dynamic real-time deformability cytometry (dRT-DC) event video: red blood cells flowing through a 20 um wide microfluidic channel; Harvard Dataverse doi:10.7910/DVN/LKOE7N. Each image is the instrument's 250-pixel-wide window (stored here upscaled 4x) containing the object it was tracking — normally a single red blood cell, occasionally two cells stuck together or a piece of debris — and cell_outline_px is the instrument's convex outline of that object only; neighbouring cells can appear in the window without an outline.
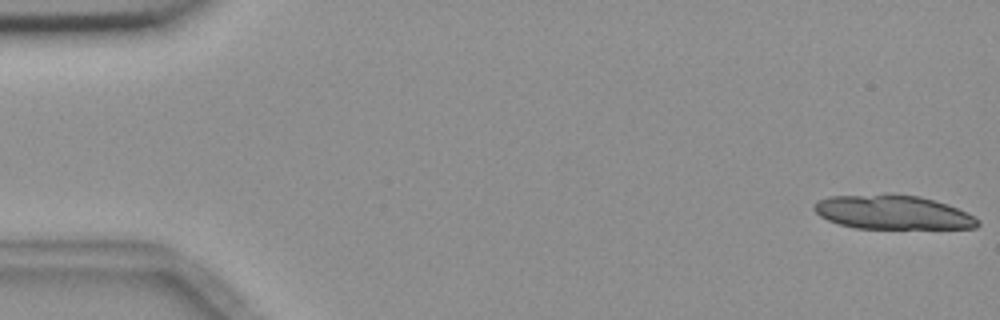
{"species": "common noctule bat (a hibernating species)", "species_latin": "Nyctalus noctula", "temperature_condition": "room temperature", "stored_images_in_passage": 11, "camera_frame_rate_fps": 3000, "um_per_image_px": 0.085, "animal": {"sex": "female", "body_mass_g": 18.4}, "frame": {"image": 1, "passage_image": 1, "time_ms": 0.0, "image_size_px": [1000, 320], "cell_outline_px": [[980, 224], [976, 228], [856, 228], [840, 224], [828, 220], [820, 216], [812, 208], [812, 204], [816, 200], [828, 196], [920, 196], [948, 204], [980, 220]], "centroid_in_image_um": [75.86, 18.07], "position_along_channel_um": 9.1, "area_um2": 31.67}}
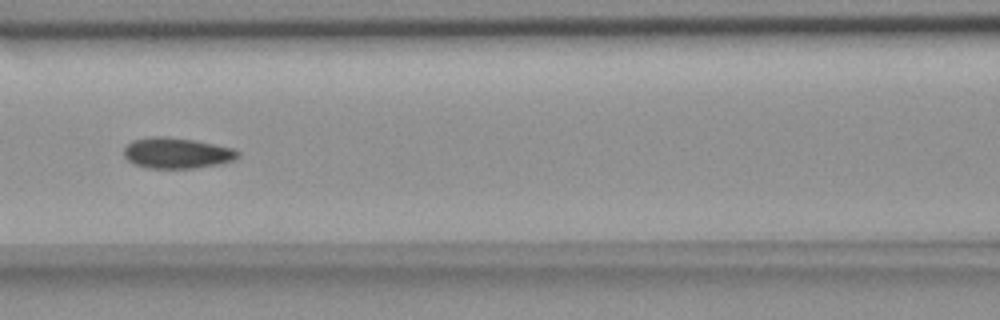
{"frame": {"image": 2, "passage_image": 7, "time_ms": 8.0, "image_size_px": [1000, 320], "cell_outline_px": [[240, 156], [232, 160], [220, 164], [196, 168], [144, 168], [128, 160], [124, 156], [124, 148], [132, 140], [156, 136], [160, 136], [192, 140], [232, 148], [240, 152]], "centroid_in_image_um": [15.02, 13.02], "position_along_channel_um": 151.6, "area_um2": 20.23}}
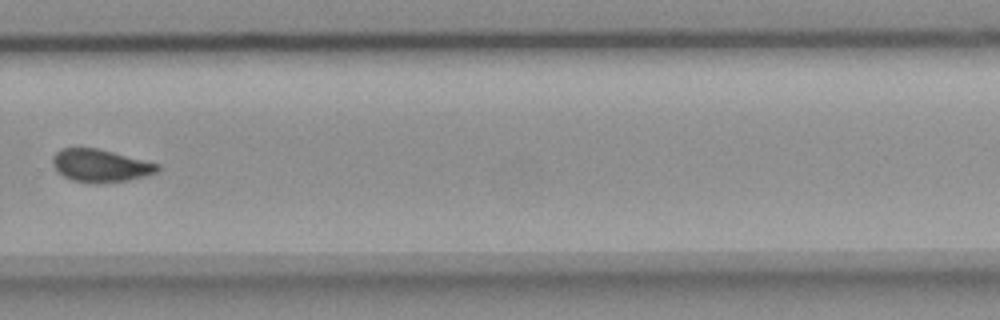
{"frame": {"image": 3, "passage_image": 11, "time_ms": 12.667, "image_size_px": [1000, 320], "cell_outline_px": [[160, 168], [156, 172], [144, 176], [128, 180], [96, 184], [92, 184], [72, 180], [64, 176], [52, 164], [52, 156], [60, 148], [96, 148], [160, 164]], "centroid_in_image_um": [8.52, 14.08], "position_along_channel_um": 321.3, "area_um2": 19.88}}